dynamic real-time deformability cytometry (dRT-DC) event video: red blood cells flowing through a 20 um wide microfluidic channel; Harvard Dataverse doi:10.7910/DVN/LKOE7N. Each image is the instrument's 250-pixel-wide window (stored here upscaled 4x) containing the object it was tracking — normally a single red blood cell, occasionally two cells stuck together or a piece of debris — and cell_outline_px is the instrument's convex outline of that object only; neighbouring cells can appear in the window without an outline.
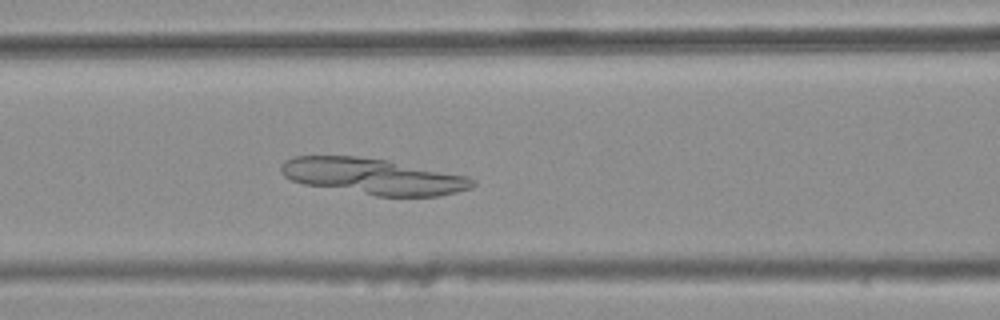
{"species": "common noctule bat (a hibernating species)", "species_latin": "Nyctalus noctula", "temperature_condition": "warm", "stored_images_in_passage": 41, "camera_frame_rate_fps": 3000, "um_per_image_px": 0.085, "animal": {"sex": "female", "body_mass_g": 25.1}, "frame": {"image": 1, "passage_image": 18, "time_ms": 5.667, "image_size_px": [1000, 320], "cell_outline_px": [[476, 184], [472, 188], [456, 192], [436, 196], [376, 196], [304, 184], [292, 180], [284, 176], [280, 172], [280, 164], [284, 160], [292, 156], [356, 156], [388, 160], [468, 176], [476, 180]], "centroid_in_image_um": [31.71, 14.98], "position_along_channel_um": 134.9, "area_um2": 40.4}}
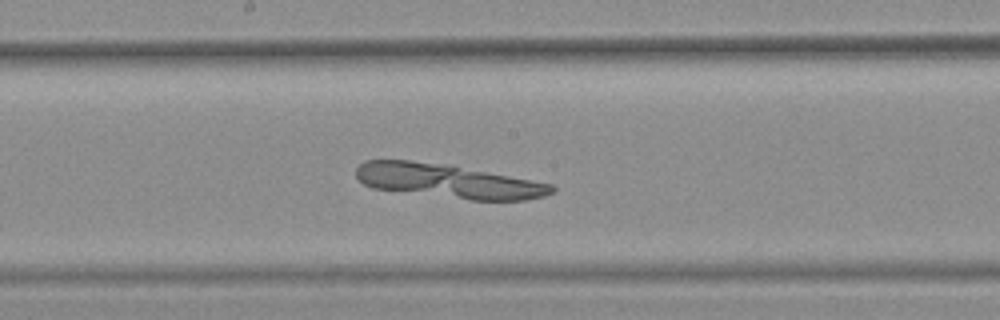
{"frame": {"image": 2, "passage_image": 24, "time_ms": 7.667, "image_size_px": [1000, 320], "cell_outline_px": [[556, 188], [552, 192], [544, 196], [524, 200], [472, 200], [372, 188], [364, 184], [356, 176], [356, 168], [364, 160], [408, 160], [484, 172], [508, 176], [552, 184]], "centroid_in_image_um": [38.04, 15.41], "position_along_channel_um": 210.2, "area_um2": 37.51}}
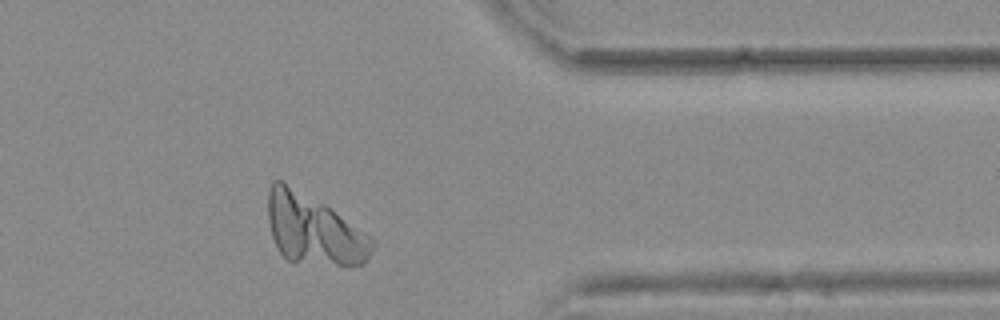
{"frame": {"image": 3, "passage_image": 39, "time_ms": 12.667, "image_size_px": [1000, 320], "cell_outline_px": [[376, 244], [372, 252], [364, 264], [348, 268], [344, 268], [288, 260], [280, 252], [272, 236], [268, 220], [268, 192], [272, 180], [280, 180], [324, 204], [372, 236], [376, 240]], "centroid_in_image_um": [26.73, 19.58], "position_along_channel_um": 384.7, "area_um2": 42.89}}